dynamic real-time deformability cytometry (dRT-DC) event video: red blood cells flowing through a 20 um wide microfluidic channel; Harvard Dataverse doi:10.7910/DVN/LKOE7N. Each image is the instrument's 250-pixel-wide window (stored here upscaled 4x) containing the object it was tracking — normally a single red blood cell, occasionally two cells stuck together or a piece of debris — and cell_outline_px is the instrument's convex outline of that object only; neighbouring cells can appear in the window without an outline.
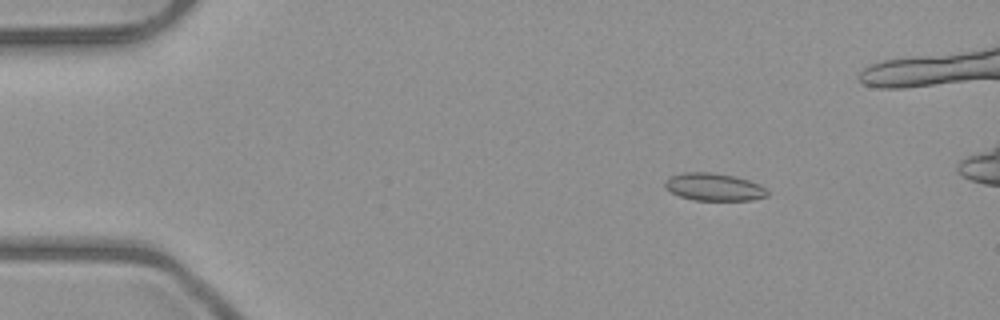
{"species": "common noctule bat (a hibernating species)", "species_latin": "Nyctalus noctula", "temperature_condition": "room temperature", "stored_images_in_passage": 6, "camera_frame_rate_fps": 3000, "um_per_image_px": 0.085, "animal": {"sex": "male", "body_mass_g": 23.1, "forearm_length_mm": 52.7}, "frame": {"image": 1, "passage_image": 3, "time_ms": 2.333, "image_size_px": [1000, 320], "cell_outline_px": [[768, 196], [752, 200], [692, 200], [680, 196], [664, 188], [664, 180], [668, 176], [684, 172], [712, 172], [736, 176], [760, 184], [768, 188]], "centroid_in_image_um": [60.68, 15.88], "position_along_channel_um": 24.3, "area_um2": 16.76}}
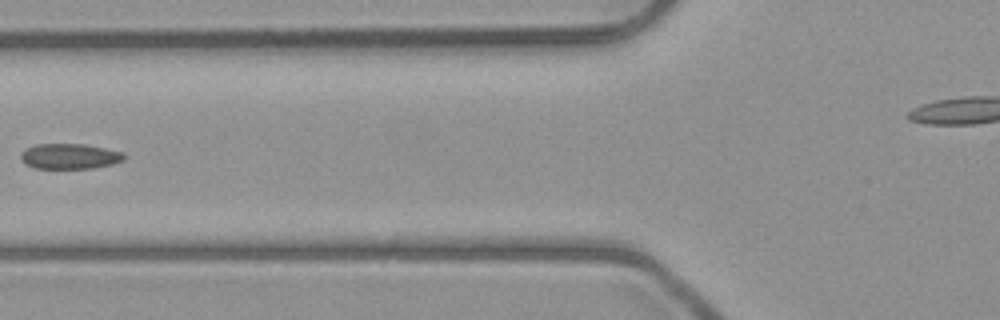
{"frame": {"image": 2, "passage_image": 6, "time_ms": 6.667, "image_size_px": [1000, 320], "cell_outline_px": [[124, 160], [112, 164], [92, 168], [36, 168], [20, 160], [20, 152], [36, 144], [84, 144], [124, 152]], "centroid_in_image_um": [5.92, 13.28], "position_along_channel_um": 119.9, "area_um2": 15.14}}